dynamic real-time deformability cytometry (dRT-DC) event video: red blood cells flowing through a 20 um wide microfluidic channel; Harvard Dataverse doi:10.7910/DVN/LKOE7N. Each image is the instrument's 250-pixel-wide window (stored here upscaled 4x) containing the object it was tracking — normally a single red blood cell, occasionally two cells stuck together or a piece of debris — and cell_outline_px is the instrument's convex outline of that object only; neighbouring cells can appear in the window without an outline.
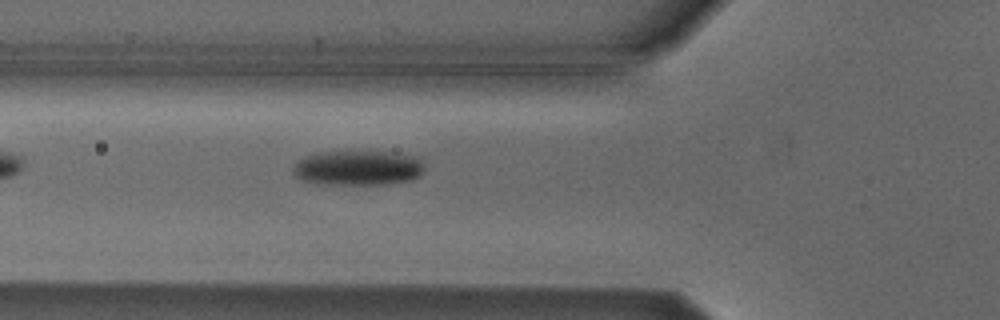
{"species": "Egyptian fruit bat (a non-hibernating species)", "species_latin": "Rousettus aegyptiacus", "temperature_condition": "cold", "stored_images_in_passage": 6, "camera_frame_rate_fps": 3000, "um_per_image_px": 0.085, "animal": {"sex": "male"}, "frame": {"image": 1, "passage_image": 6, "time_ms": 6.0, "image_size_px": [1000, 320], "cell_outline_px": [[424, 172], [420, 176], [412, 180], [388, 184], [316, 184], [300, 180], [292, 172], [292, 168], [304, 156], [320, 152], [348, 148], [368, 148], [400, 152], [420, 156], [424, 164]], "centroid_in_image_um": [30.49, 14.2], "position_along_channel_um": 95.3, "area_um2": 28.67}}